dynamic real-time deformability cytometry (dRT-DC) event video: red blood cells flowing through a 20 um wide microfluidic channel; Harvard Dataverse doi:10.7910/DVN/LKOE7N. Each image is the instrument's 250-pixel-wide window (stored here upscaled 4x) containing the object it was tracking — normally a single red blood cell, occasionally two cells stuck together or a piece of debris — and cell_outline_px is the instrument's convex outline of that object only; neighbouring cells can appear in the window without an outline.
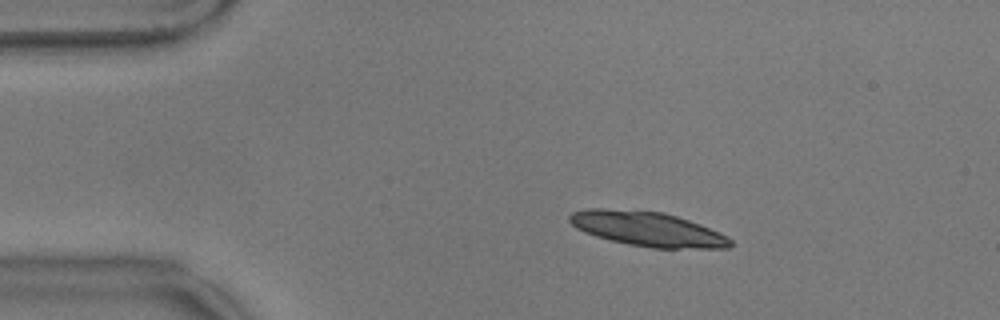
{"species": "common noctule bat (a hibernating species)", "species_latin": "Nyctalus noctula", "temperature_condition": "warm", "stored_images_in_passage": 52, "camera_frame_rate_fps": 3000, "um_per_image_px": 0.085, "animal": {"sex": "male", "body_mass_g": 17.9}, "frame": {"image": 1, "passage_image": 6, "time_ms": 1.667, "image_size_px": [1000, 320], "cell_outline_px": [[732, 244], [728, 248], [652, 248], [628, 244], [596, 236], [584, 232], [576, 228], [568, 220], [568, 216], [572, 212], [588, 208], [600, 208], [664, 212], [700, 224], [728, 236], [732, 240]], "centroid_in_image_um": [55.03, 19.46], "position_along_channel_um": 30.0, "area_um2": 32.25}}